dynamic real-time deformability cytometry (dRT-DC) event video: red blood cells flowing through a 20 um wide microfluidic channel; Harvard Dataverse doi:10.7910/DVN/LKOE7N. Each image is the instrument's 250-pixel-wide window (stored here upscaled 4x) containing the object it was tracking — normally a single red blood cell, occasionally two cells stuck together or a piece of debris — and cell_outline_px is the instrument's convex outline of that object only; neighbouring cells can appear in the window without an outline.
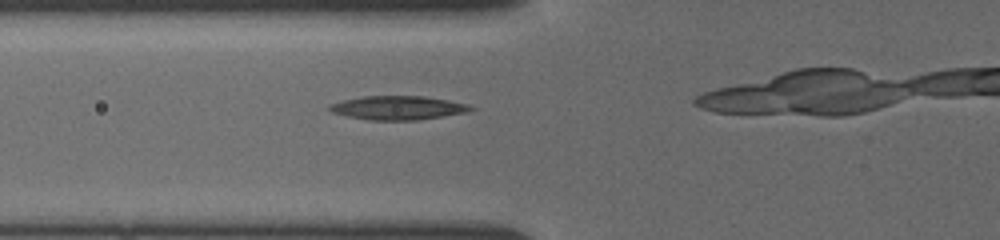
{"species": "common noctule bat (a hibernating species)", "species_latin": "Nyctalus noctula", "temperature_condition": "cold", "stored_images_in_passage": 10, "camera_frame_rate_fps": 3000, "um_per_image_px": 0.085, "animal": {"sex": "female", "body_mass_g": 19.5, "forearm_length_mm": 54.1}, "frame": {"image": 1, "passage_image": 4, "time_ms": 2.0, "image_size_px": [1000, 240], "cell_outline_px": [[476, 108], [464, 112], [416, 120], [372, 120], [348, 116], [332, 112], [328, 108], [332, 104], [344, 100], [364, 96], [424, 96], [448, 100], [468, 104]], "centroid_in_image_um": [33.83, 9.15], "position_along_channel_um": 92.0, "area_um2": 19.19}}
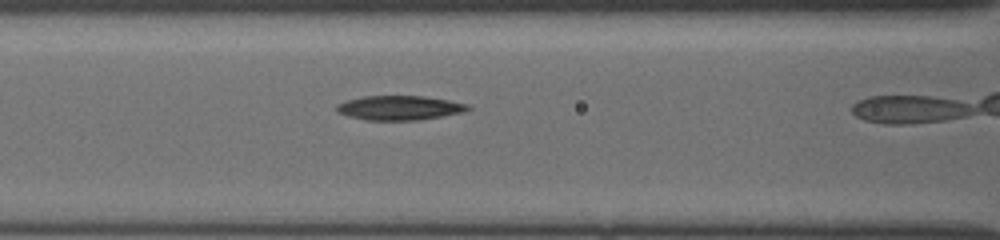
{"frame": {"image": 2, "passage_image": 7, "time_ms": 3.0, "image_size_px": [1000, 240], "cell_outline_px": [[472, 108], [460, 112], [440, 116], [416, 120], [368, 120], [348, 116], [340, 112], [336, 108], [336, 104], [348, 100], [364, 96], [424, 96], [448, 100], [464, 104]], "centroid_in_image_um": [33.91, 9.16], "position_along_channel_um": 132.7, "area_um2": 18.21}}